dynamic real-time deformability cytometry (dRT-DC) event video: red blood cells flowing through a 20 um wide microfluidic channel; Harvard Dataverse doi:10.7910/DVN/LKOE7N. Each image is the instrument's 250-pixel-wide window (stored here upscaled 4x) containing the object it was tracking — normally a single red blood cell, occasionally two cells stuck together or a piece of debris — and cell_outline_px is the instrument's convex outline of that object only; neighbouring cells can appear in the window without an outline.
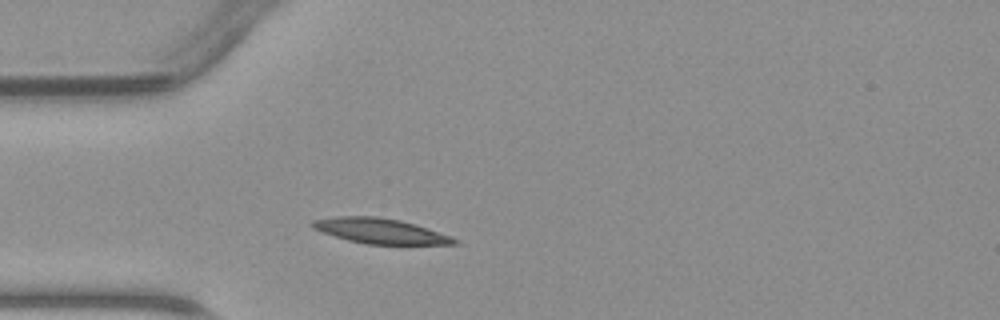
{"species": "common noctule bat (a hibernating species)", "species_latin": "Nyctalus noctula", "temperature_condition": "warm", "stored_images_in_passage": 35, "camera_frame_rate_fps": 3000, "um_per_image_px": 0.085, "animal": {"sex": "male", "body_mass_g": 23.1, "forearm_length_mm": 52.7}, "frame": {"image": 1, "passage_image": 5, "time_ms": 1.333, "image_size_px": [1000, 320], "cell_outline_px": [[460, 244], [368, 244], [348, 240], [312, 228], [308, 224], [312, 220], [336, 216], [376, 216], [400, 220], [416, 224], [452, 236], [460, 240]], "centroid_in_image_um": [32.35, 19.62], "position_along_channel_um": 52.7, "area_um2": 20.87}}
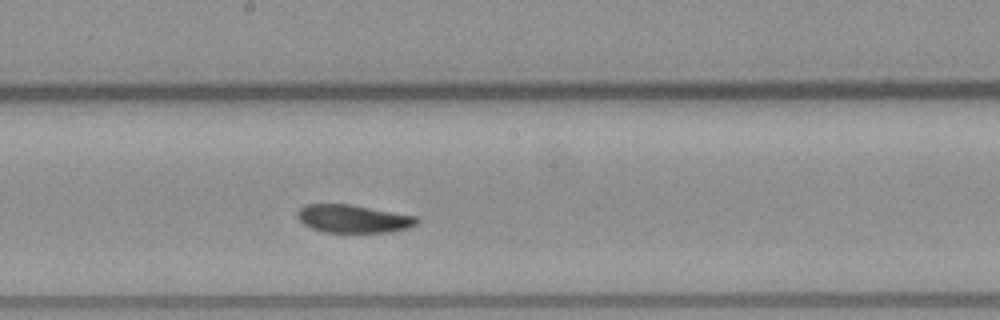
{"frame": {"image": 2, "passage_image": 17, "time_ms": 5.333, "image_size_px": [1000, 320], "cell_outline_px": [[420, 220], [416, 224], [408, 228], [388, 232], [324, 232], [312, 228], [304, 224], [296, 216], [296, 212], [304, 204], [352, 204], [416, 216]], "centroid_in_image_um": [30.01, 18.58], "position_along_channel_um": 218.2, "area_um2": 19.54}}
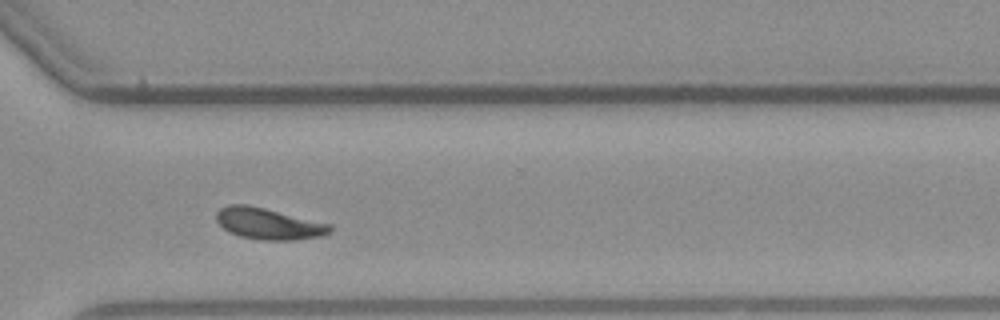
{"frame": {"image": 3, "passage_image": 26, "time_ms": 8.333, "image_size_px": [1000, 320], "cell_outline_px": [[332, 232], [324, 236], [292, 240], [264, 240], [240, 236], [228, 232], [216, 220], [216, 212], [220, 208], [228, 204], [248, 204], [332, 224]], "centroid_in_image_um": [22.85, 19.01], "position_along_channel_um": 347.8, "area_um2": 20.92}}